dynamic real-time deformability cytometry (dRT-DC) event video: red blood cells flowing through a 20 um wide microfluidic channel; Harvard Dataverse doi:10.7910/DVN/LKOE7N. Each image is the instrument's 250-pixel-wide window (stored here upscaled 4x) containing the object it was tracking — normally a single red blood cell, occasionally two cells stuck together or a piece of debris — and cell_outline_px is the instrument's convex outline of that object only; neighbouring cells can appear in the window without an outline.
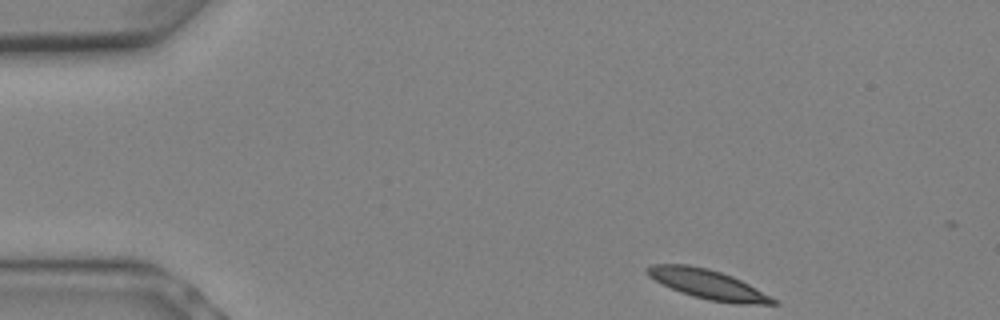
{"species": "Egyptian fruit bat (a non-hibernating species)", "species_latin": "Rousettus aegyptiacus", "temperature_condition": "warm", "stored_images_in_passage": 5, "camera_frame_rate_fps": 3000, "um_per_image_px": 0.085, "animal": {"sex": "female"}, "frame": {"image": 1, "passage_image": 1, "time_ms": 0.0, "image_size_px": [1000, 320], "cell_outline_px": [[780, 304], [736, 304], [708, 300], [692, 296], [680, 292], [648, 276], [644, 272], [644, 268], [652, 264], [688, 264], [708, 268], [732, 276], [748, 284], [776, 300]], "centroid_in_image_um": [60.12, 24.15], "position_along_channel_um": 24.9, "area_um2": 21.44}}